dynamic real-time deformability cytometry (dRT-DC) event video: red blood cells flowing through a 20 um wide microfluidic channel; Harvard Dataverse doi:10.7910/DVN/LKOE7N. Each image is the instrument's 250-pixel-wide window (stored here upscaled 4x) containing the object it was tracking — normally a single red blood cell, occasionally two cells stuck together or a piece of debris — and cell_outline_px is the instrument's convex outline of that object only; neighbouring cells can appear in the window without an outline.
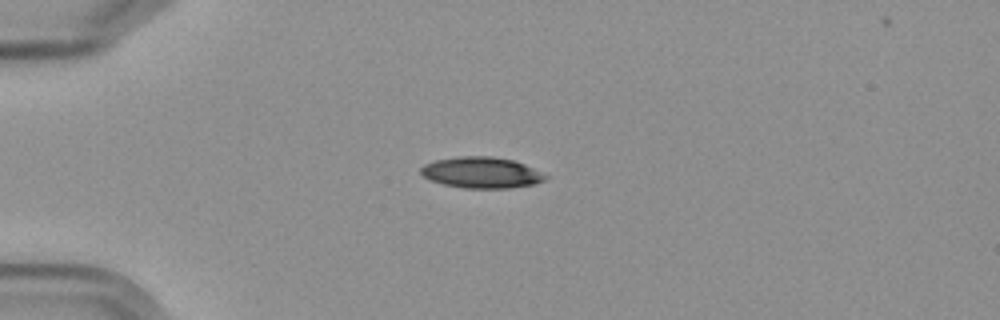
{"species": "Egyptian fruit bat (a non-hibernating species)", "species_latin": "Rousettus aegyptiacus", "temperature_condition": "cold", "stored_images_in_passage": 14, "camera_frame_rate_fps": 3000, "um_per_image_px": 0.085, "frame": {"image": 1, "passage_image": 3, "time_ms": 3.0, "image_size_px": [1000, 320], "cell_outline_px": [[548, 176], [544, 180], [536, 184], [508, 188], [464, 188], [444, 184], [428, 180], [420, 172], [420, 168], [424, 164], [436, 160], [460, 156], [492, 156], [512, 160], [524, 164]], "centroid_in_image_um": [40.9, 14.67], "position_along_channel_um": 44.1, "area_um2": 22.48}}
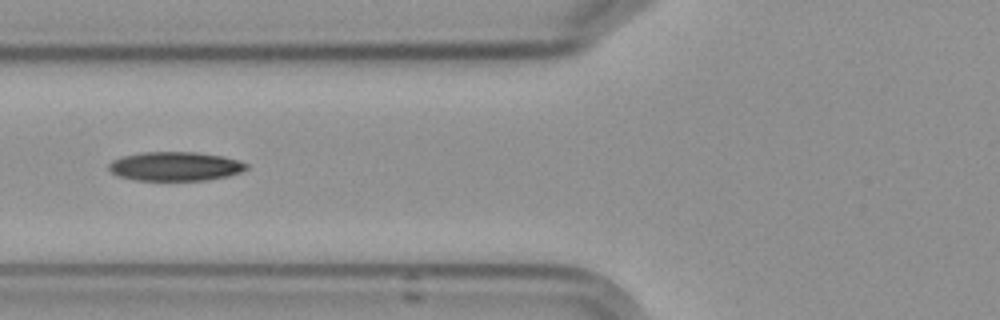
{"frame": {"image": 2, "passage_image": 5, "time_ms": 5.667, "image_size_px": [1000, 320], "cell_outline_px": [[248, 168], [240, 172], [228, 176], [208, 180], [132, 180], [116, 176], [108, 168], [108, 164], [112, 160], [124, 156], [144, 152], [196, 152], [224, 156], [248, 164]], "centroid_in_image_um": [14.88, 14.14], "position_along_channel_um": 110.9, "area_um2": 23.35}}
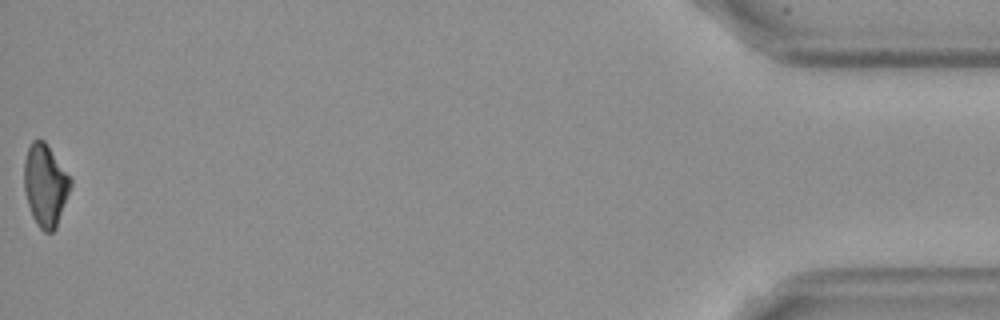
{"frame": {"image": 3, "passage_image": 14, "time_ms": 17.0, "image_size_px": [1000, 320], "cell_outline_px": [[72, 184], [56, 228], [52, 232], [44, 232], [36, 224], [32, 216], [24, 192], [24, 160], [28, 148], [32, 140], [44, 140], [72, 180]], "centroid_in_image_um": [3.84, 15.76], "position_along_channel_um": 431.4, "area_um2": 22.08}, "authors_computed_cell_mechanics": {"area_um2": 23.1489, "velocity_mm_per_s": 3.6193, "shape_relaxation_time_tau1_ms": 3.6172, "shape_relaxation_time_tau2_ms": null, "deformation_change_tau1": 0.1108, "deformation_change_tau2": null}}